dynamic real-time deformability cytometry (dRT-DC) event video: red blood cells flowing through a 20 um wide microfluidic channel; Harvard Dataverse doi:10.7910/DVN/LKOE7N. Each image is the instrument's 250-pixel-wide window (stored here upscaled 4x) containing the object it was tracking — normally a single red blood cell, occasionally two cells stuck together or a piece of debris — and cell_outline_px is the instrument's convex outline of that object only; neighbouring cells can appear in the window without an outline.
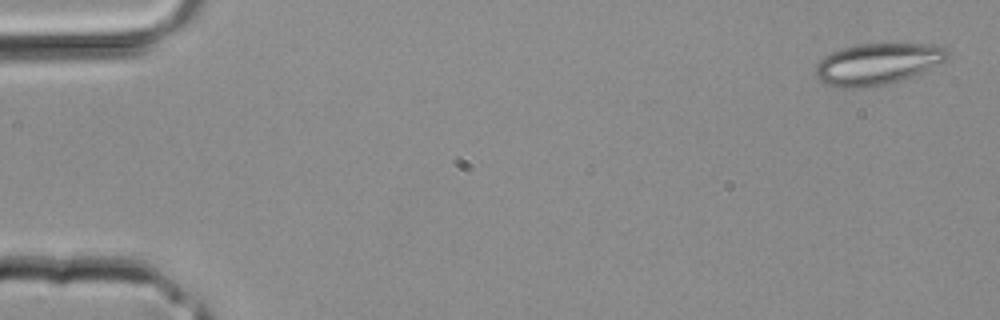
{"species": "common noctule bat (a hibernating species)", "species_latin": "Nyctalus noctula", "temperature_condition": "room temperature", "stored_images_in_passage": 3, "camera_frame_rate_fps": 3000, "um_per_image_px": 0.085, "animal": {"sex": "male", "body_mass_g": 20.4}, "frame": {"image": 1, "passage_image": 1, "time_ms": 0.0, "image_size_px": [1000, 320], "cell_outline_px": [[952, 56], [920, 72], [900, 80], [868, 88], [836, 88], [824, 84], [816, 76], [816, 64], [824, 56], [832, 52], [856, 44], [936, 44], [944, 48]], "centroid_in_image_um": [74.54, 5.44], "position_along_channel_um": 10.5, "area_um2": 31.62}}